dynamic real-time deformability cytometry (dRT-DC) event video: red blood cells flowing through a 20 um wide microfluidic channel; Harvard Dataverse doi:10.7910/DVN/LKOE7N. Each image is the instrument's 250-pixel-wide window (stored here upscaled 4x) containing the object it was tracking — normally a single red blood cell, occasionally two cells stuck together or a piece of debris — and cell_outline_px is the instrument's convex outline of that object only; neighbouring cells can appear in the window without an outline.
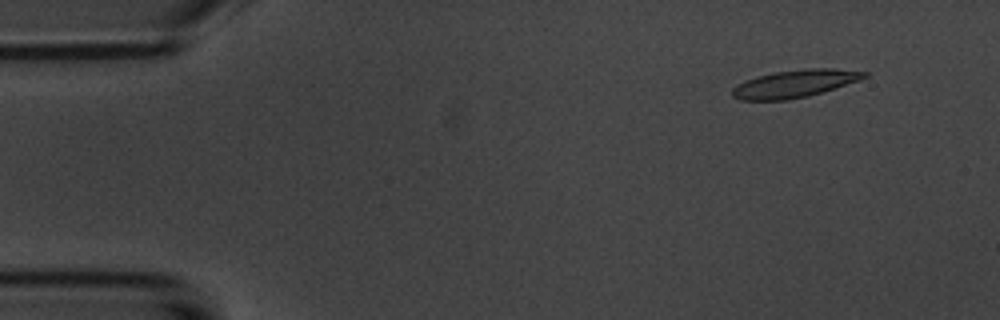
{"species": "common noctule bat (a hibernating species)", "species_latin": "Nyctalus noctula", "temperature_condition": "room temperature", "stored_images_in_passage": 4, "camera_frame_rate_fps": 3000, "um_per_image_px": 0.085, "animal": {"sex": "male", "body_mass_g": 20.1, "forearm_length_mm": 53.5}, "frame": {"image": 1, "passage_image": 2, "time_ms": 1.0, "image_size_px": [1000, 320], "cell_outline_px": [[868, 76], [860, 80], [808, 96], [788, 100], [740, 100], [732, 96], [732, 88], [736, 84], [744, 80], [756, 76], [776, 72], [804, 68], [832, 68], [868, 72]], "centroid_in_image_um": [67.52, 7.11], "position_along_channel_um": 17.5, "area_um2": 21.27}}